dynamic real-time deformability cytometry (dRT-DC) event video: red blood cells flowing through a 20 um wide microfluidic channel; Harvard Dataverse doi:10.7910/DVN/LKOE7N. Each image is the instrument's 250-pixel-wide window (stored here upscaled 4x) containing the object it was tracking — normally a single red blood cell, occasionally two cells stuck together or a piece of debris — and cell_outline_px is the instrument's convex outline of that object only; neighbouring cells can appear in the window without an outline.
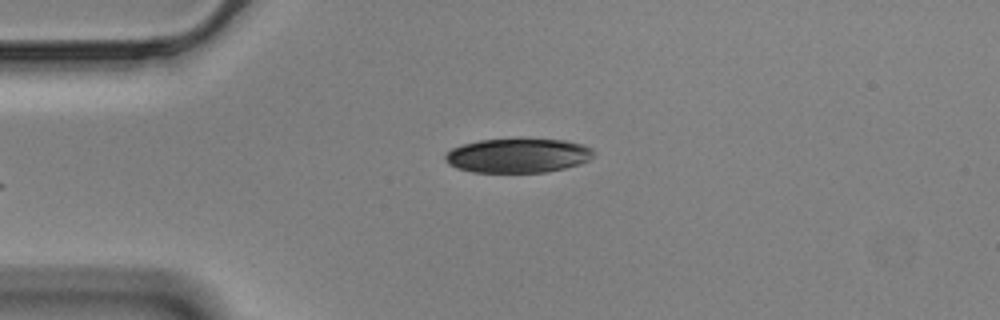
{"species": "Egyptian fruit bat (a non-hibernating species)", "species_latin": "Rousettus aegyptiacus", "temperature_condition": "cold", "stored_images_in_passage": 35, "camera_frame_rate_fps": 3000, "um_per_image_px": 0.085, "animal": {"sex": "male"}, "frame": {"image": 1, "passage_image": 1, "time_ms": 0.0, "image_size_px": [1000, 320], "cell_outline_px": [[596, 152], [588, 160], [580, 164], [564, 168], [544, 172], [472, 172], [456, 168], [448, 164], [444, 160], [444, 156], [452, 148], [464, 144], [480, 140], [564, 140], [584, 144], [592, 148]], "centroid_in_image_um": [44.03, 13.23], "position_along_channel_um": 41.0, "area_um2": 29.42}}
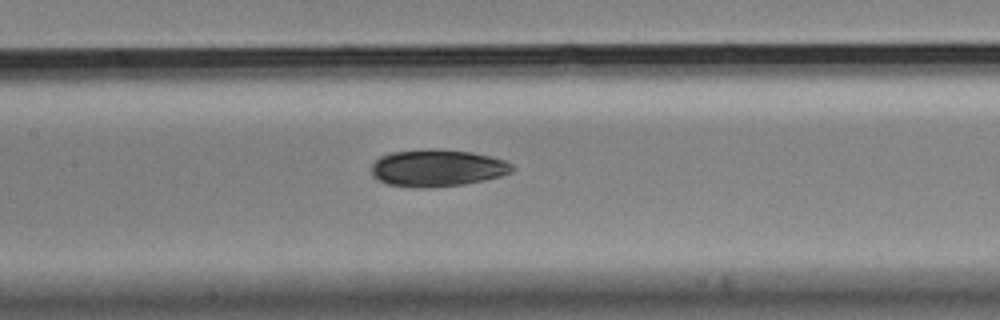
{"frame": {"image": 2, "passage_image": 14, "time_ms": 4.333, "image_size_px": [1000, 320], "cell_outline_px": [[516, 168], [512, 172], [500, 176], [484, 180], [464, 184], [424, 188], [420, 188], [388, 184], [376, 180], [372, 176], [372, 164], [380, 156], [392, 152], [428, 148], [440, 148], [472, 152], [492, 156], [504, 160], [512, 164]], "centroid_in_image_um": [37.18, 14.27], "position_along_channel_um": 170.2, "area_um2": 30.75}}
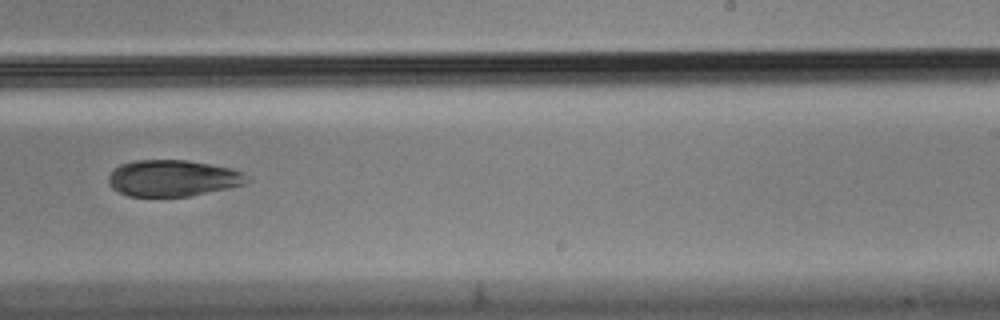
{"frame": {"image": 3, "passage_image": 23, "time_ms": 7.333, "image_size_px": [1000, 320], "cell_outline_px": [[252, 180], [244, 184], [228, 188], [188, 196], [128, 196], [116, 192], [108, 184], [108, 176], [120, 164], [136, 160], [188, 160], [232, 168], [244, 172]], "centroid_in_image_um": [14.7, 15.14], "position_along_channel_um": 274.3, "area_um2": 29.54}}